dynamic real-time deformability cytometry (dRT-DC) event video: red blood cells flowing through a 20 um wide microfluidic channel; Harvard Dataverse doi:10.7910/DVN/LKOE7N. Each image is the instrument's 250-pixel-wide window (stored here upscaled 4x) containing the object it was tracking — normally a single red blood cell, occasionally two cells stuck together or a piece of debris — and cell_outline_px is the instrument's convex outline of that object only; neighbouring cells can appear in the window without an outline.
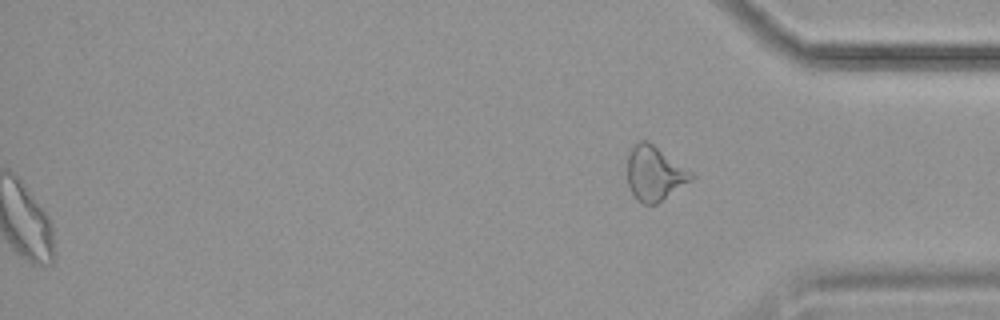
{"species": "common noctule bat (a hibernating species)", "species_latin": "Nyctalus noctula", "temperature_condition": "cold", "stored_images_in_passage": 59, "segment_of_instrument_passage": [2, 2], "camera_frame_rate_fps": 3000, "um_per_image_px": 0.085, "animal": {"sex": "female", "body_mass_g": 19.9}, "frame": {"image": 1, "passage_image": 59, "time_ms": 19.333, "image_size_px": [1000, 320], "cell_outline_px": [[696, 176], [692, 180], [656, 204], [640, 204], [636, 200], [628, 184], [628, 156], [632, 144], [640, 140], [648, 140], [692, 172]], "centroid_in_image_um": [55.63, 14.73], "position_along_channel_um": 379.6, "area_um2": 20.35}}